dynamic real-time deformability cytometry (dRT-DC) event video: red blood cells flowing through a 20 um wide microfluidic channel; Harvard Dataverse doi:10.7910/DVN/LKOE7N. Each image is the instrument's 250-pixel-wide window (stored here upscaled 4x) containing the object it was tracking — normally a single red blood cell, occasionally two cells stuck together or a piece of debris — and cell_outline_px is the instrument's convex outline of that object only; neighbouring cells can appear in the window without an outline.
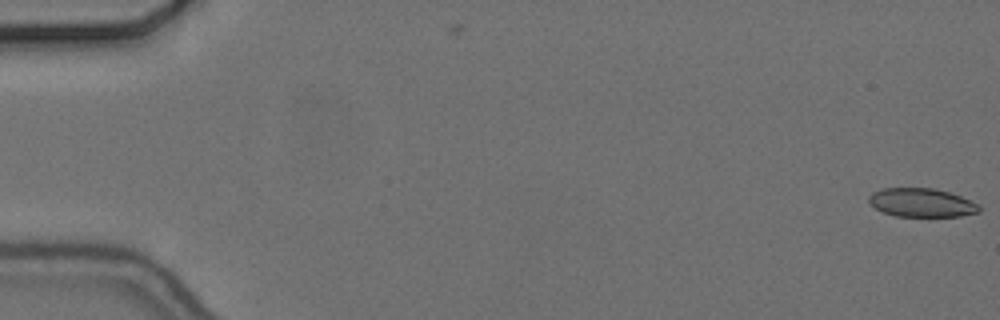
{"species": "common noctule bat (a hibernating species)", "species_latin": "Nyctalus noctula", "temperature_condition": "cold", "stored_images_in_passage": 2, "camera_frame_rate_fps": 3000, "um_per_image_px": 0.085, "animal": {"sex": "female", "body_mass_g": 24.6, "forearm_length_mm": 56.2}, "frame": {"image": 1, "passage_image": 2, "time_ms": 0.333, "image_size_px": [1000, 320], "cell_outline_px": [[980, 212], [960, 216], [896, 216], [884, 212], [876, 208], [868, 200], [868, 196], [872, 192], [884, 188], [936, 188], [960, 196], [976, 204], [980, 208]], "centroid_in_image_um": [78.31, 17.22], "position_along_channel_um": 6.7, "area_um2": 18.21}}